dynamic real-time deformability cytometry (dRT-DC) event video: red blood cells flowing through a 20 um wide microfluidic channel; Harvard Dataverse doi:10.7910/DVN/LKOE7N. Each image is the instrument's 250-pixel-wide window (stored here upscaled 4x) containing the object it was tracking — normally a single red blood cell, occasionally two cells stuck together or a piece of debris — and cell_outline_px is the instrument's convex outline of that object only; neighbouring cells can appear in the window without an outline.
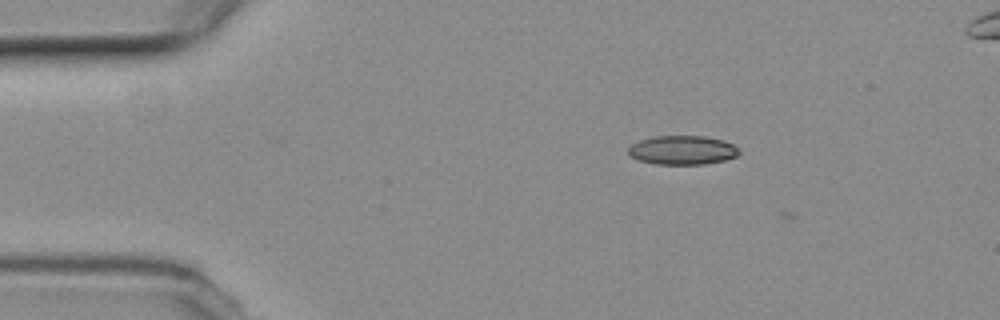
{"species": "common noctule bat (a hibernating species)", "species_latin": "Nyctalus noctula", "temperature_condition": "room temperature", "stored_images_in_passage": 5, "camera_frame_rate_fps": 3000, "um_per_image_px": 0.085, "animal": {"sex": "female", "body_mass_g": 19.3, "forearm_length_mm": 54.1}, "frame": {"image": 1, "passage_image": 2, "time_ms": 0.333, "image_size_px": [1000, 320], "cell_outline_px": [[740, 152], [736, 156], [724, 160], [704, 164], [656, 164], [640, 160], [632, 156], [628, 152], [628, 148], [632, 144], [640, 140], [656, 136], [704, 136], [724, 140], [740, 148]], "centroid_in_image_um": [58.04, 12.75], "position_along_channel_um": 27.0, "area_um2": 18.61}}